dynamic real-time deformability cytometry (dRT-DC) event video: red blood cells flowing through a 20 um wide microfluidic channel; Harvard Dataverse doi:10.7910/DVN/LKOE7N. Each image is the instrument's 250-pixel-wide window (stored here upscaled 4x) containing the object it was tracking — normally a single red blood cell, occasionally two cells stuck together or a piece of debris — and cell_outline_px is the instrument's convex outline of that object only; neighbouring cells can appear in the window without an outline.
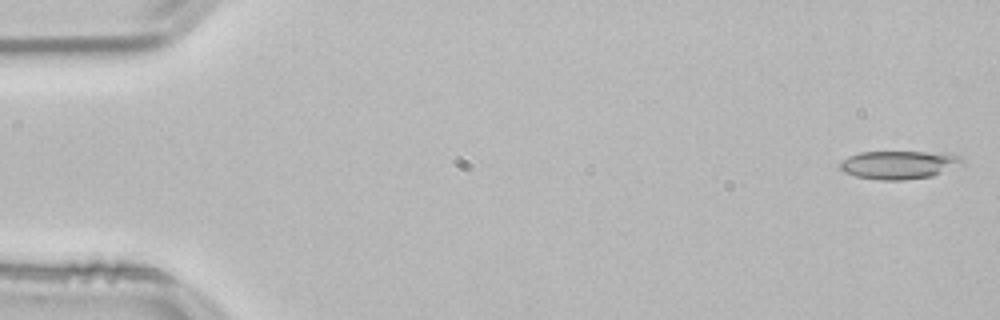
{"species": "common noctule bat (a hibernating species)", "species_latin": "Nyctalus noctula", "temperature_condition": "room temperature", "stored_images_in_passage": 12, "camera_frame_rate_fps": 3000, "um_per_image_px": 0.085, "animal": {"sex": "male", "body_mass_g": 21.5, "forearm_length_mm": 52.0}, "frame": {"image": 1, "passage_image": 1, "time_ms": 0.0, "image_size_px": [1000, 320], "cell_outline_px": [[964, 164], [932, 176], [904, 180], [880, 180], [856, 176], [844, 172], [840, 168], [840, 160], [848, 156], [860, 152], [924, 152], [960, 156], [964, 160]], "centroid_in_image_um": [76.37, 14.01], "position_along_channel_um": 8.6, "area_um2": 20.0}}